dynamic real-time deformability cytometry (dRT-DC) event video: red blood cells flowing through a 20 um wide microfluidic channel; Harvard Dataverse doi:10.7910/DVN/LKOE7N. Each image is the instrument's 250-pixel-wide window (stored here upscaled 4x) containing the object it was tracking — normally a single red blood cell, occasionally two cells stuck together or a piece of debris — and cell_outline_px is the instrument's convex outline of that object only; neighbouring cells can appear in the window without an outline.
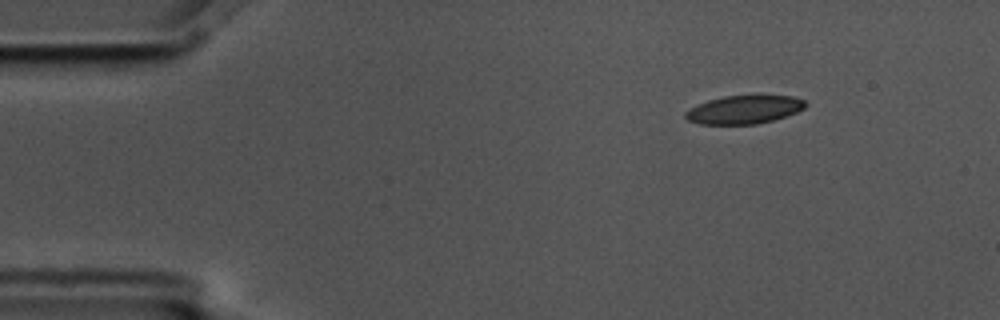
{"species": "common noctule bat (a hibernating species)", "species_latin": "Nyctalus noctula", "temperature_condition": "cold", "stored_images_in_passage": 3, "camera_frame_rate_fps": 3000, "um_per_image_px": 0.085, "animal": {"sex": "male", "body_mass_g": 17.5, "forearm_length_mm": 52.3}, "frame": {"image": 1, "passage_image": 1, "time_ms": 0.0, "image_size_px": [1000, 320], "cell_outline_px": [[808, 104], [804, 108], [796, 112], [776, 120], [756, 124], [700, 124], [688, 120], [684, 116], [684, 112], [688, 108], [708, 100], [724, 96], [792, 96], [804, 100]], "centroid_in_image_um": [63.24, 9.32], "position_along_channel_um": 21.8, "area_um2": 19.83}}